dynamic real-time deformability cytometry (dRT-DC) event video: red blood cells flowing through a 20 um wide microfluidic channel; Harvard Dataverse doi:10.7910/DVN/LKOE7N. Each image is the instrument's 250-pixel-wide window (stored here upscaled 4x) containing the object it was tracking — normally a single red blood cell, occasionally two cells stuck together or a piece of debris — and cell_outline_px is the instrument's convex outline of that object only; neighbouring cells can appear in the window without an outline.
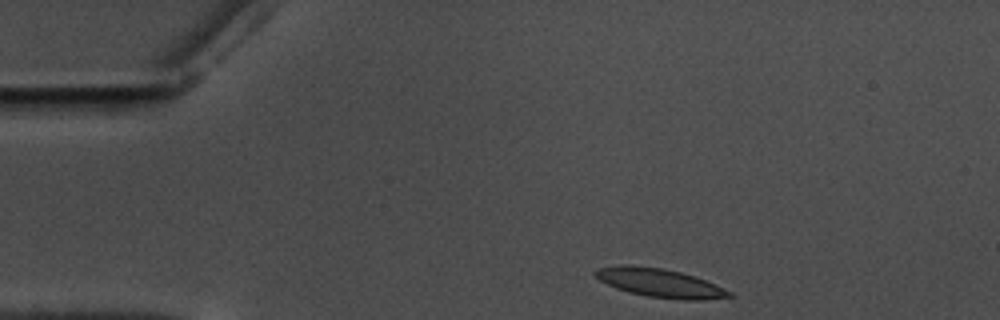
{"species": "common noctule bat (a hibernating species)", "species_latin": "Nyctalus noctula", "temperature_condition": "warm", "stored_images_in_passage": 39, "camera_frame_rate_fps": 3000, "um_per_image_px": 0.085, "animal": {"sex": "male", "body_mass_g": 17.5, "forearm_length_mm": 52.3}, "frame": {"image": 1, "passage_image": 1, "time_ms": 0.0, "image_size_px": [1000, 320], "cell_outline_px": [[736, 296], [704, 300], [680, 300], [648, 296], [628, 292], [616, 288], [600, 280], [592, 272], [596, 268], [624, 264], [664, 268], [696, 276], [716, 284], [732, 292]], "centroid_in_image_um": [56.12, 24.05], "position_along_channel_um": 28.9, "area_um2": 22.6}}
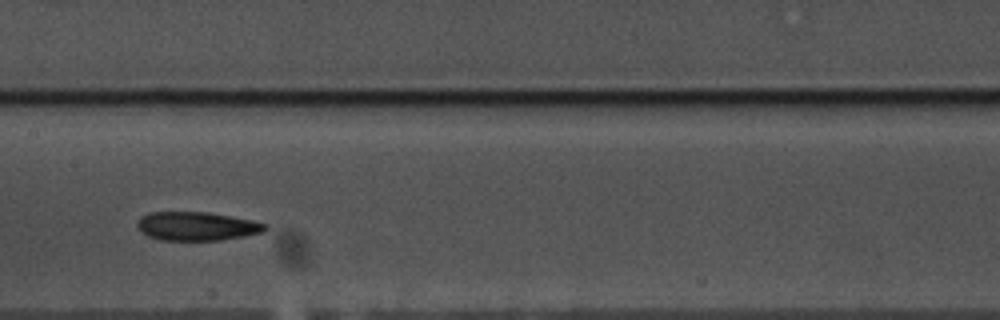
{"frame": {"image": 2, "passage_image": 20, "time_ms": 6.333, "image_size_px": [1000, 320], "cell_outline_px": [[268, 228], [260, 232], [244, 236], [220, 240], [160, 240], [148, 236], [136, 224], [140, 216], [148, 212], [208, 212], [252, 220], [268, 224]], "centroid_in_image_um": [16.72, 19.22], "position_along_channel_um": 190.7, "area_um2": 21.27}}
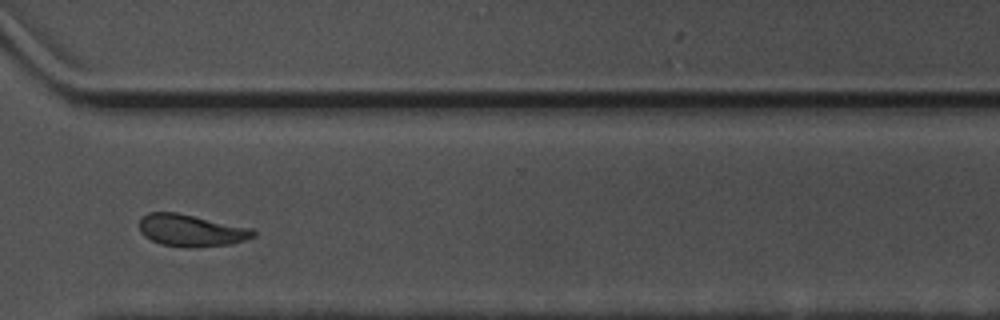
{"frame": {"image": 3, "passage_image": 34, "time_ms": 11.0, "image_size_px": [1000, 320], "cell_outline_px": [[256, 236], [232, 244], [196, 248], [188, 248], [160, 244], [144, 236], [140, 232], [140, 216], [148, 212], [176, 212], [252, 228], [256, 232]], "centroid_in_image_um": [16.24, 19.59], "position_along_channel_um": 354.4, "area_um2": 21.5}, "authors_computed_cell_mechanics": {"area_um2": 21.7906, "velocity_mm_per_s": 3.5045, "shape_relaxation_time_tau1_ms": 5.4543, "shape_relaxation_time_tau2_ms": 4.2675, "deformation_change_tau1": 0.1092, "deformation_change_tau2": 0.0973}}